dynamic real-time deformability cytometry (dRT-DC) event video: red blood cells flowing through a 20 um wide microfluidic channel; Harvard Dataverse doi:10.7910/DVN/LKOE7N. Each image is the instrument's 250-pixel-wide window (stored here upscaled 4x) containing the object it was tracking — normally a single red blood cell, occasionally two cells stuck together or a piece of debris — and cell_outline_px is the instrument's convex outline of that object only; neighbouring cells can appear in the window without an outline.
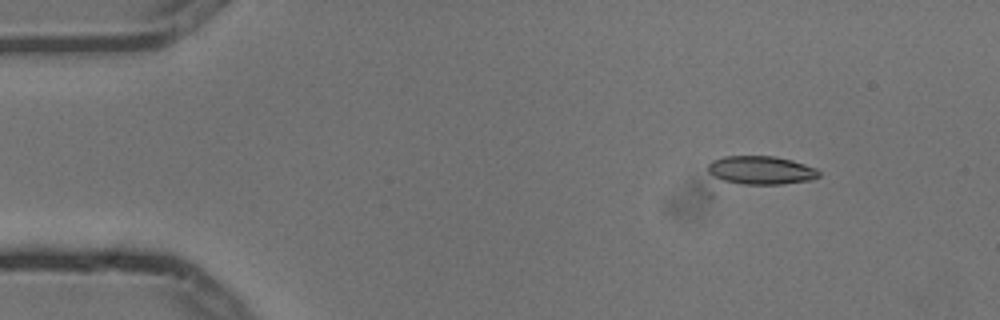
{"species": "common noctule bat (a hibernating species)", "species_latin": "Nyctalus noctula", "temperature_condition": "cold", "stored_images_in_passage": 3, "camera_frame_rate_fps": 3000, "um_per_image_px": 0.085, "animal": {"sex": "male", "body_mass_g": 13.3}, "frame": {"image": 1, "passage_image": 1, "time_ms": 0.0, "image_size_px": [1000, 320], "cell_outline_px": [[820, 176], [812, 180], [784, 184], [744, 184], [724, 180], [712, 176], [708, 172], [708, 164], [712, 160], [724, 156], [776, 156], [792, 160], [816, 168], [820, 172]], "centroid_in_image_um": [64.7, 14.46], "position_along_channel_um": 20.3, "area_um2": 18.44}}